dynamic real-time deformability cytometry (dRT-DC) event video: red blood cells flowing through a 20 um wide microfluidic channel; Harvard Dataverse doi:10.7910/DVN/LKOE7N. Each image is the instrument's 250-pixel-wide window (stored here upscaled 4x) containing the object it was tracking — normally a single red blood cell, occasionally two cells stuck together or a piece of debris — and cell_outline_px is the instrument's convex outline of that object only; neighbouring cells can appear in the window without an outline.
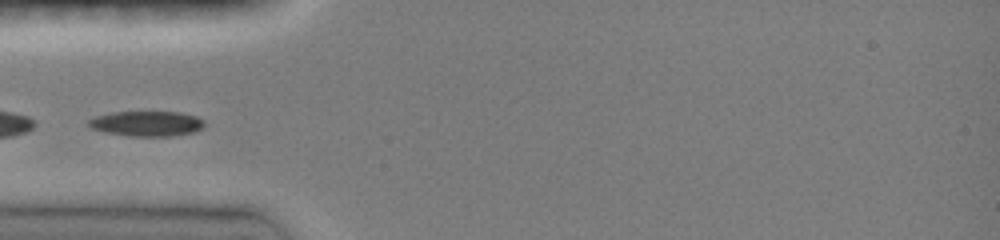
{"species": "common noctule bat (a hibernating species)", "species_latin": "Nyctalus noctula", "temperature_condition": "room temperature", "stored_images_in_passage": 9, "camera_frame_rate_fps": 3000, "um_per_image_px": 0.085, "animal": {"sex": "female", "body_mass_g": 19.0, "forearm_length_mm": 51.5}, "frame": {"image": 1, "passage_image": 7, "time_ms": 4.333, "image_size_px": [1000, 240], "cell_outline_px": [[204, 124], [196, 132], [172, 136], [132, 136], [104, 132], [92, 128], [88, 124], [88, 120], [96, 116], [112, 112], [180, 112], [196, 116], [204, 120]], "centroid_in_image_um": [12.48, 10.5], "position_along_channel_um": 72.5, "area_um2": 16.94}}